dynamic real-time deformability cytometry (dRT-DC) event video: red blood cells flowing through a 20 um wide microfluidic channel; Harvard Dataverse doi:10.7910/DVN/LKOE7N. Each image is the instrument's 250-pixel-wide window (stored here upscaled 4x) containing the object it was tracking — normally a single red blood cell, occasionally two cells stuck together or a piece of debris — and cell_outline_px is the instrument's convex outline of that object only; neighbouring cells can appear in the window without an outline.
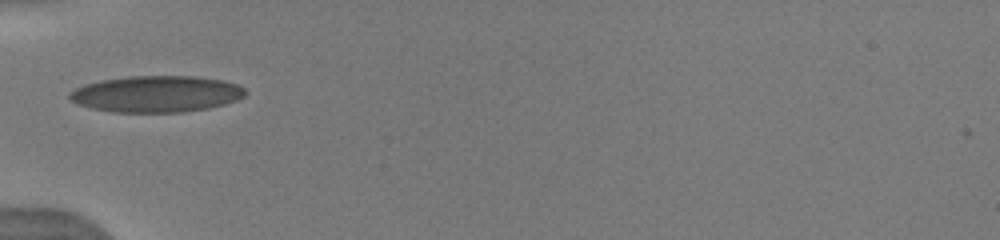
{"species": "human", "species_latin": "Homo sapiens", "temperature_condition": "warm", "stored_images_in_passage": 42, "camera_frame_rate_fps": 3000, "um_per_image_px": 0.085, "donor": {"sex": "male"}, "frame": {"image": 1, "passage_image": 1, "time_ms": 0.0, "image_size_px": [1000, 240], "cell_outline_px": [[248, 92], [244, 96], [236, 100], [224, 104], [208, 108], [184, 112], [112, 112], [92, 108], [76, 104], [68, 96], [68, 92], [84, 84], [100, 80], [128, 76], [192, 76], [224, 80], [236, 84], [244, 88]], "centroid_in_image_um": [13.28, 7.98], "position_along_channel_um": 71.7, "area_um2": 37.45}}